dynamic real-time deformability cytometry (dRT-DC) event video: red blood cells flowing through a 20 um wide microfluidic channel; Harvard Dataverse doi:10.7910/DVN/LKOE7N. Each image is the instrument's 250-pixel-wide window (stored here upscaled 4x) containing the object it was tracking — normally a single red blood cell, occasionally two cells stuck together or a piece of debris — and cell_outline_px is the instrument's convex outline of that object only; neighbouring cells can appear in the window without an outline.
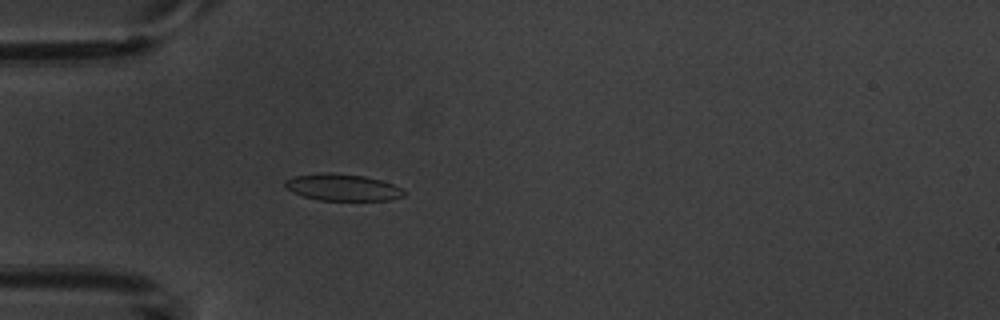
{"species": "common noctule bat (a hibernating species)", "species_latin": "Nyctalus noctula", "temperature_condition": "warm", "stored_images_in_passage": 4, "camera_frame_rate_fps": 3000, "um_per_image_px": 0.085, "animal": {"sex": "male", "body_mass_g": 20.1, "forearm_length_mm": 53.5}, "frame": {"image": 1, "passage_image": 4, "time_ms": 4.333, "image_size_px": [1000, 320], "cell_outline_px": [[404, 196], [392, 200], [320, 200], [304, 196], [292, 192], [284, 188], [284, 180], [292, 176], [324, 172], [328, 172], [364, 176], [380, 180], [404, 188]], "centroid_in_image_um": [29.09, 15.92], "position_along_channel_um": 55.9, "area_um2": 18.67}}